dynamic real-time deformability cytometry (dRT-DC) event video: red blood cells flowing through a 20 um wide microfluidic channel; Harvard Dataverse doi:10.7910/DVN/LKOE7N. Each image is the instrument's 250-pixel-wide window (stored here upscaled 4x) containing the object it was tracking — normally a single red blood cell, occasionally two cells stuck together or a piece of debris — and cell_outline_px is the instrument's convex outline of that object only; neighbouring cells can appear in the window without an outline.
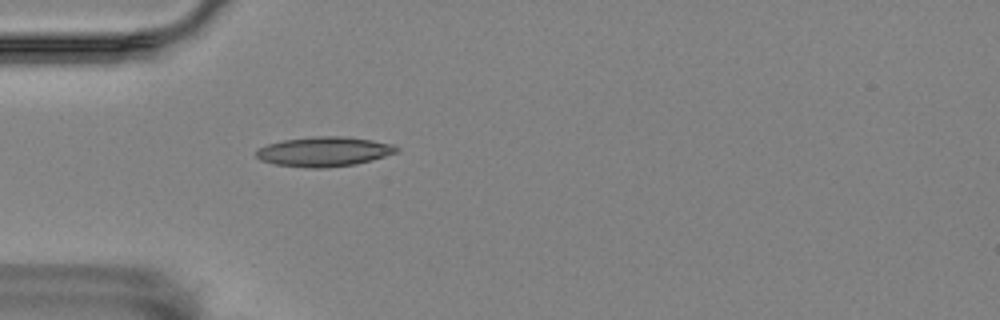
{"species": "Egyptian fruit bat (a non-hibernating species)", "species_latin": "Rousettus aegyptiacus", "temperature_condition": "room temperature", "stored_images_in_passage": 50, "camera_frame_rate_fps": 3000, "um_per_image_px": 0.085, "animal": {"sex": "female"}, "frame": {"image": 1, "passage_image": 10, "time_ms": 3.0, "image_size_px": [1000, 320], "cell_outline_px": [[400, 152], [372, 160], [356, 164], [320, 168], [308, 168], [276, 164], [260, 160], [256, 156], [256, 152], [260, 148], [268, 144], [284, 140], [312, 136], [340, 136], [372, 140], [392, 144], [400, 148]], "centroid_in_image_um": [27.59, 12.88], "position_along_channel_um": 57.4, "area_um2": 24.22}}
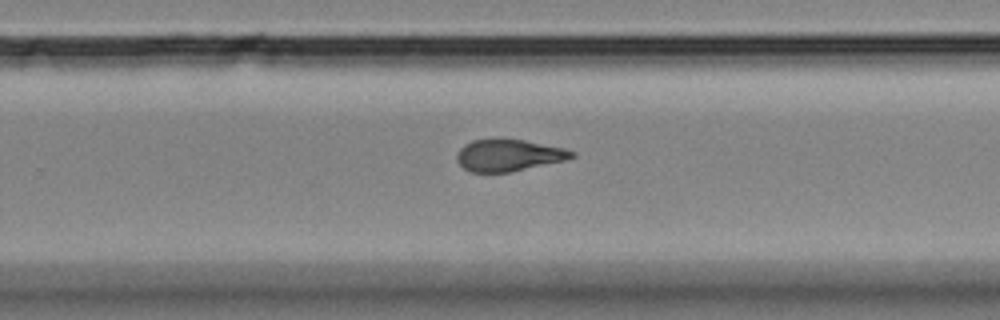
{"frame": {"image": 2, "passage_image": 30, "time_ms": 9.667, "image_size_px": [1000, 320], "cell_outline_px": [[576, 156], [568, 160], [512, 172], [472, 172], [464, 168], [456, 160], [456, 156], [460, 148], [464, 144], [472, 140], [500, 136], [504, 136], [564, 148], [576, 152]], "centroid_in_image_um": [43.24, 13.16], "position_along_channel_um": 286.6, "area_um2": 22.08}}
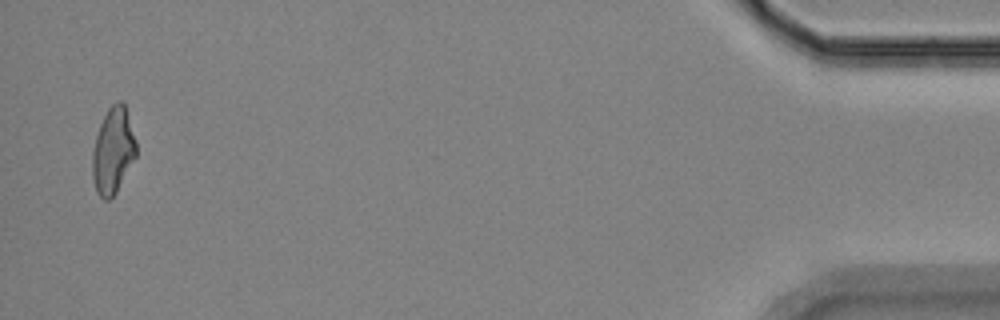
{"frame": {"image": 3, "passage_image": 49, "time_ms": 16.0, "image_size_px": [1000, 320], "cell_outline_px": [[136, 156], [116, 192], [108, 200], [104, 200], [96, 192], [92, 176], [92, 152], [96, 136], [100, 124], [108, 108], [116, 100], [120, 100], [124, 104], [136, 140]], "centroid_in_image_um": [9.59, 12.81], "position_along_channel_um": 425.6, "area_um2": 21.85}, "authors_computed_cell_mechanics": {"area_um2": 22.1085, "velocity_mm_per_s": 3.4883, "shape_relaxation_time_tau1_ms": 5.2154, "shape_relaxation_time_tau2_ms": 2.1975, "deformation_change_tau1": 0.1529, "deformation_change_tau2": 0.0944}}